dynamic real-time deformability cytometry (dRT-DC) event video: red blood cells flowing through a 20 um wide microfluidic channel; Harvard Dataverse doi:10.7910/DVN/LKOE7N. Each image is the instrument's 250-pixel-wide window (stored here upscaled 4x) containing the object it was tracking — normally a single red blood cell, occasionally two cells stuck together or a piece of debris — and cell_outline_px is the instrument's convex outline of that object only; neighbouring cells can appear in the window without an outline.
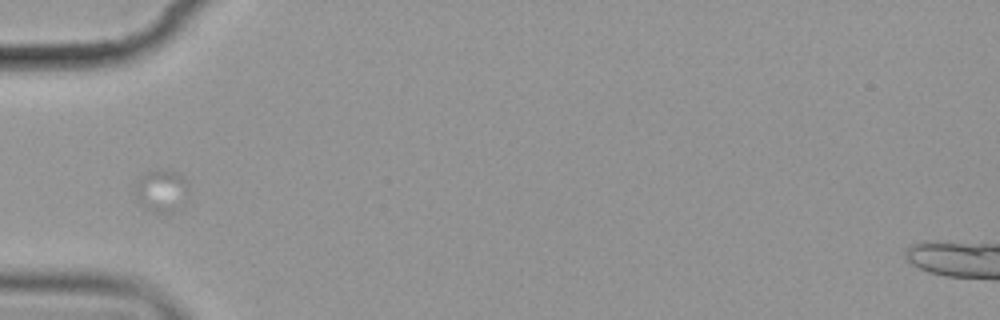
{"species": "common noctule bat (a hibernating species)", "species_latin": "Nyctalus noctula", "temperature_condition": "cold", "stored_images_in_passage": 5, "camera_frame_rate_fps": 3000, "um_per_image_px": 0.085, "animal": {"sex": "female", "body_mass_g": 19.9}, "frame": {"image": 1, "passage_image": 2, "time_ms": 1.0, "image_size_px": [1000, 320], "cell_outline_px": [[188, 188], [172, 212], [152, 212], [144, 208], [136, 196], [136, 188], [140, 176], [144, 172], [176, 172], [184, 176], [188, 180]], "centroid_in_image_um": [13.69, 16.2], "position_along_channel_um": 71.3, "area_um2": 12.31}}
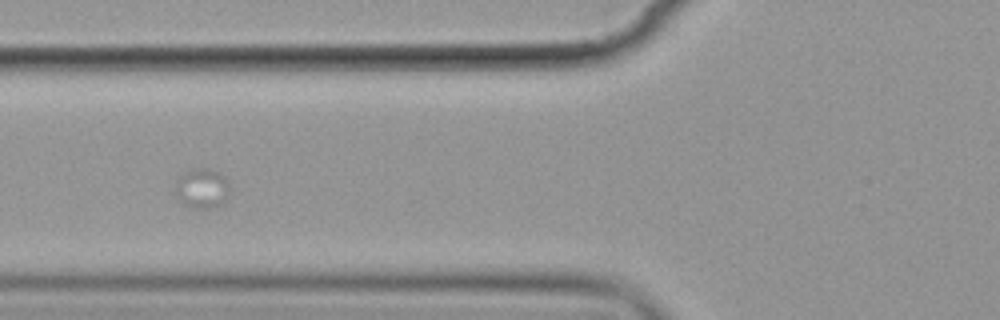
{"frame": {"image": 2, "passage_image": 3, "time_ms": 2.333, "image_size_px": [1000, 320], "cell_outline_px": [[228, 192], [224, 200], [216, 208], [196, 208], [184, 204], [176, 192], [176, 180], [184, 172], [192, 168], [208, 168], [220, 172], [224, 176], [228, 188]], "centroid_in_image_um": [17.16, 15.98], "position_along_channel_um": 108.6, "area_um2": 12.37}}
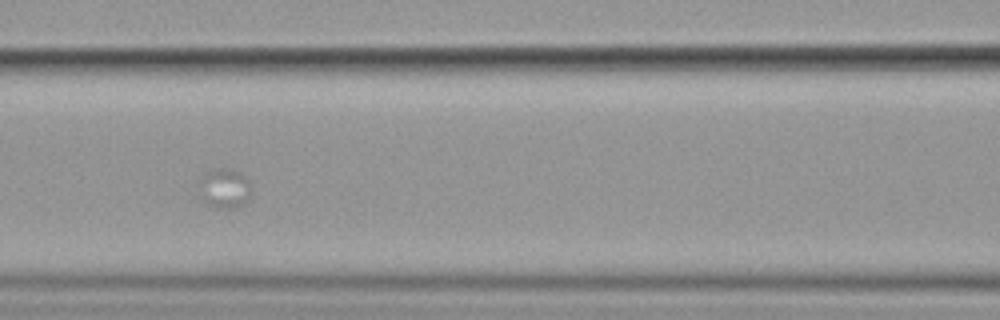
{"frame": {"image": 3, "passage_image": 4, "time_ms": 3.667, "image_size_px": [1000, 320], "cell_outline_px": [[248, 200], [244, 204], [236, 208], [216, 208], [208, 204], [204, 200], [200, 180], [200, 176], [212, 168], [228, 168], [240, 172], [244, 176], [248, 184]], "centroid_in_image_um": [19.07, 15.99], "position_along_channel_um": 147.5, "area_um2": 11.73}}